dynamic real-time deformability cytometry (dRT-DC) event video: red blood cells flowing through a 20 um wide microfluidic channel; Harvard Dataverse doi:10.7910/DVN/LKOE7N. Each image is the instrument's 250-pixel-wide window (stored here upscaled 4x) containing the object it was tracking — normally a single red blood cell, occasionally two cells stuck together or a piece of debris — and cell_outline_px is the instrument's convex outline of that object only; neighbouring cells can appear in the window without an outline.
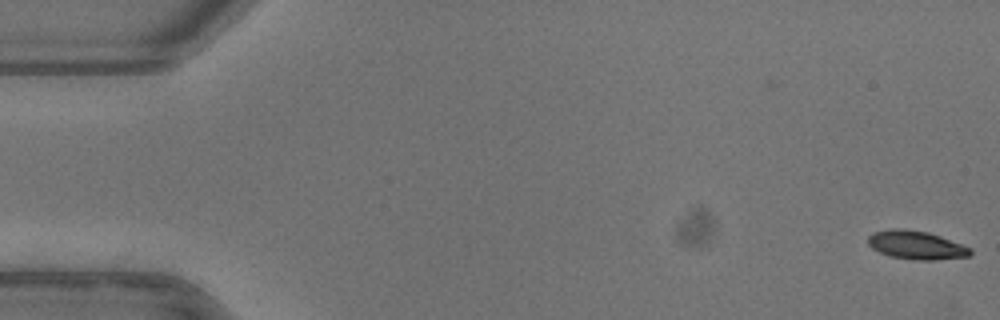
{"species": "common noctule bat (a hibernating species)", "species_latin": "Nyctalus noctula", "temperature_condition": "warm", "stored_images_in_passage": 53, "camera_frame_rate_fps": 3000, "um_per_image_px": 0.085, "animal": {"sex": "female"}, "frame": {"image": 1, "passage_image": 1, "time_ms": 0.0, "image_size_px": [1000, 320], "cell_outline_px": [[972, 252], [968, 256], [932, 260], [916, 260], [892, 256], [880, 252], [872, 248], [868, 244], [868, 236], [872, 232], [892, 228], [904, 228], [928, 232], [940, 236], [972, 248]], "centroid_in_image_um": [77.86, 20.81], "position_along_channel_um": 7.1, "area_um2": 16.94}}
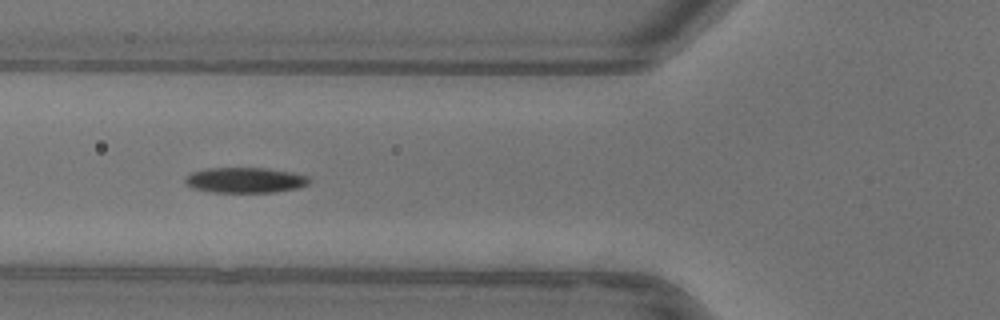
{"frame": {"image": 2, "passage_image": 20, "time_ms": 6.333, "image_size_px": [1000, 320], "cell_outline_px": [[312, 180], [308, 184], [296, 188], [276, 192], [212, 192], [192, 188], [184, 184], [184, 180], [192, 172], [208, 168], [264, 168], [292, 172], [308, 176]], "centroid_in_image_um": [20.84, 15.31], "position_along_channel_um": 105.0, "area_um2": 18.38}}
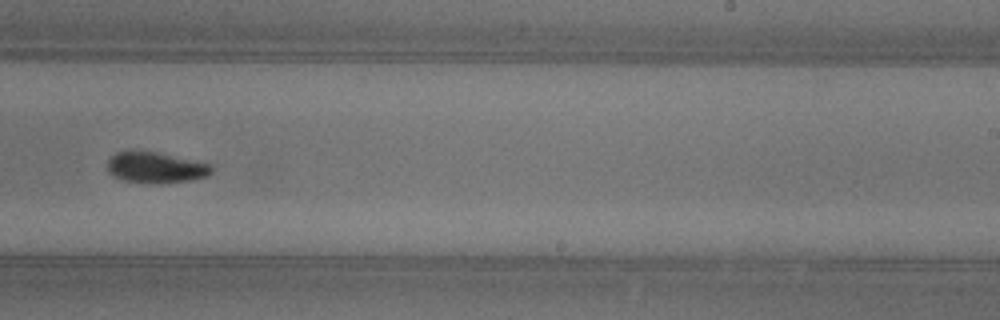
{"frame": {"image": 3, "passage_image": 33, "time_ms": 10.667, "image_size_px": [1000, 320], "cell_outline_px": [[212, 172], [208, 176], [192, 180], [160, 184], [152, 184], [124, 180], [112, 176], [108, 172], [108, 160], [116, 152], [156, 152], [212, 164]], "centroid_in_image_um": [13.26, 14.27], "position_along_channel_um": 275.7, "area_um2": 18.73}, "authors_computed_cell_mechanics": {"area_um2": 18.1492, "velocity_mm_per_s": 3.9465, "shape_relaxation_time_tau1_ms": 3.8359, "shape_relaxation_time_tau2_ms": 5.0085, "deformation_change_tau1": 0.152, "deformation_change_tau2": 0.0834}}